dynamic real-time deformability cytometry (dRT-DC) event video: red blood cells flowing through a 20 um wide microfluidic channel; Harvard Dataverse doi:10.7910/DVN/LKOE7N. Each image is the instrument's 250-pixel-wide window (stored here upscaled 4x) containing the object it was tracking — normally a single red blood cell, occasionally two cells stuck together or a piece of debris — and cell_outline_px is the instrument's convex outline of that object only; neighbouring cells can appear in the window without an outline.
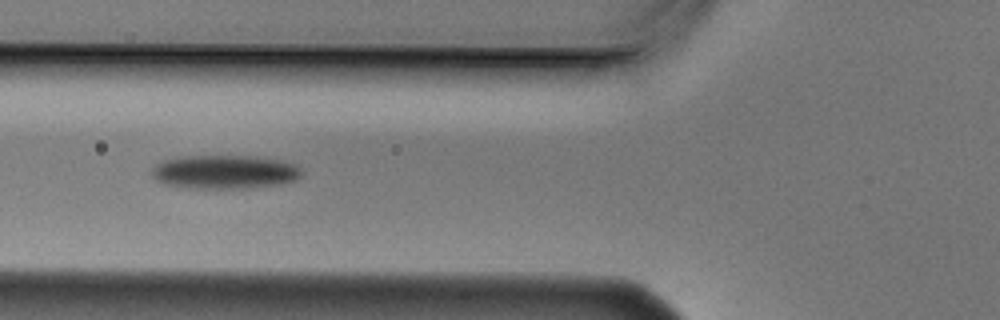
{"species": "Egyptian fruit bat (a non-hibernating species)", "species_latin": "Rousettus aegyptiacus", "temperature_condition": "cold", "stored_images_in_passage": 13, "camera_frame_rate_fps": 3000, "um_per_image_px": 0.085, "animal": {"sex": "male"}, "frame": {"image": 1, "passage_image": 5, "time_ms": 1.333, "image_size_px": [1000, 320], "cell_outline_px": [[304, 172], [296, 180], [280, 184], [240, 188], [196, 188], [164, 184], [156, 180], [152, 176], [152, 168], [160, 160], [184, 156], [256, 156], [280, 160], [292, 164], [300, 168]], "centroid_in_image_um": [19.07, 14.6], "position_along_channel_um": 106.7, "area_um2": 29.42}}
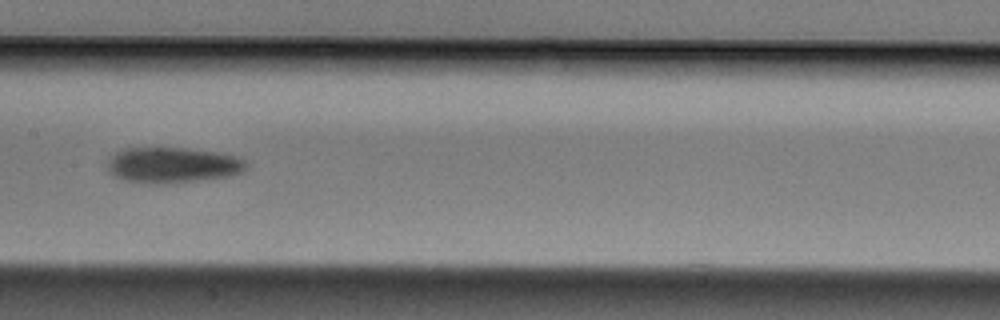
{"frame": {"image": 2, "passage_image": 7, "time_ms": 2.0, "image_size_px": [1000, 320], "cell_outline_px": [[248, 168], [244, 172], [232, 176], [172, 184], [152, 184], [124, 180], [112, 176], [108, 172], [104, 164], [116, 152], [124, 148], [184, 148], [216, 152], [236, 156], [244, 160], [248, 164]], "centroid_in_image_um": [14.66, 14.05], "position_along_channel_um": 192.7, "area_um2": 29.48}}
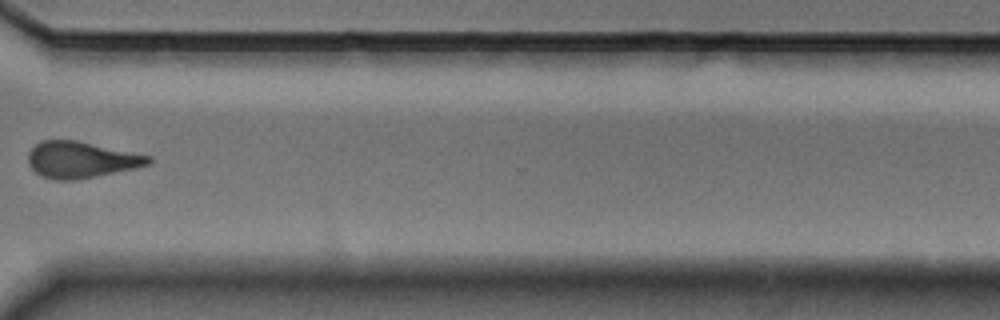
{"frame": {"image": 3, "passage_image": 11, "time_ms": 3.333, "image_size_px": [1000, 320], "cell_outline_px": [[152, 164], [136, 168], [76, 180], [56, 180], [40, 176], [28, 164], [28, 152], [40, 140], [76, 140], [152, 156]], "centroid_in_image_um": [6.9, 13.58], "position_along_channel_um": 363.7, "area_um2": 25.61}}